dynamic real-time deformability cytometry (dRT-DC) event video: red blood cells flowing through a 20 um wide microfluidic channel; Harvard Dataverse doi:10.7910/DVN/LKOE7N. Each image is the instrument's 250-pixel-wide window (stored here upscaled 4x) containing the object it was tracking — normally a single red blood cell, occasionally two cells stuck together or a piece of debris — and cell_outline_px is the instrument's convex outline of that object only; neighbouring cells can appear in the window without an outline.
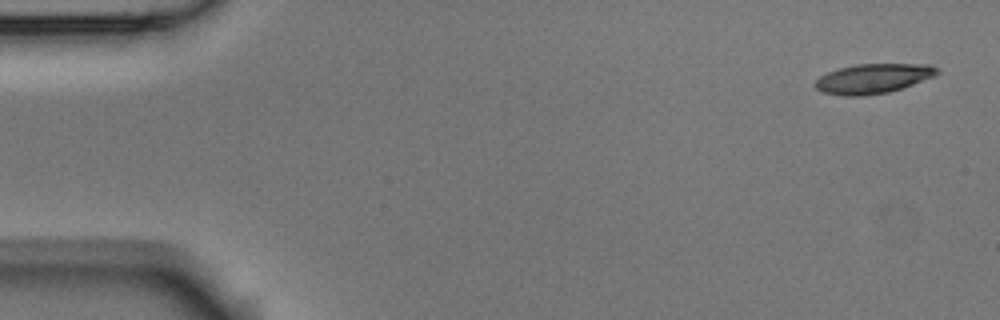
{"species": "Egyptian fruit bat (a non-hibernating species)", "species_latin": "Rousettus aegyptiacus", "temperature_condition": "room temperature", "stored_images_in_passage": 4, "camera_frame_rate_fps": 3000, "um_per_image_px": 0.085, "animal": {"sex": "male"}, "frame": {"image": 1, "passage_image": 1, "time_ms": 0.0, "image_size_px": [1000, 320], "cell_outline_px": [[940, 72], [932, 76], [912, 84], [888, 92], [864, 96], [844, 96], [824, 92], [816, 88], [812, 84], [820, 76], [828, 72], [840, 68], [856, 64], [928, 64], [940, 68]], "centroid_in_image_um": [74.19, 6.67], "position_along_channel_um": 10.8, "area_um2": 20.92}}
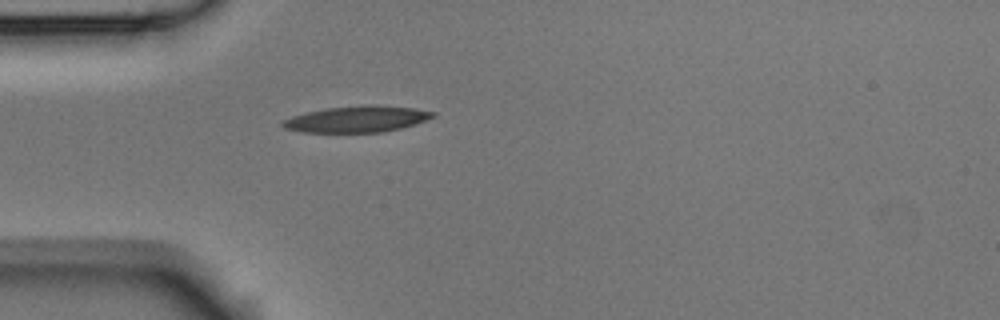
{"frame": {"image": 2, "passage_image": 4, "time_ms": 1.0, "image_size_px": [1000, 320], "cell_outline_px": [[436, 116], [416, 124], [384, 132], [304, 132], [284, 128], [280, 124], [284, 120], [292, 116], [308, 112], [328, 108], [412, 108], [436, 112]], "centroid_in_image_um": [30.31, 10.18], "position_along_channel_um": 54.7, "area_um2": 21.62}}